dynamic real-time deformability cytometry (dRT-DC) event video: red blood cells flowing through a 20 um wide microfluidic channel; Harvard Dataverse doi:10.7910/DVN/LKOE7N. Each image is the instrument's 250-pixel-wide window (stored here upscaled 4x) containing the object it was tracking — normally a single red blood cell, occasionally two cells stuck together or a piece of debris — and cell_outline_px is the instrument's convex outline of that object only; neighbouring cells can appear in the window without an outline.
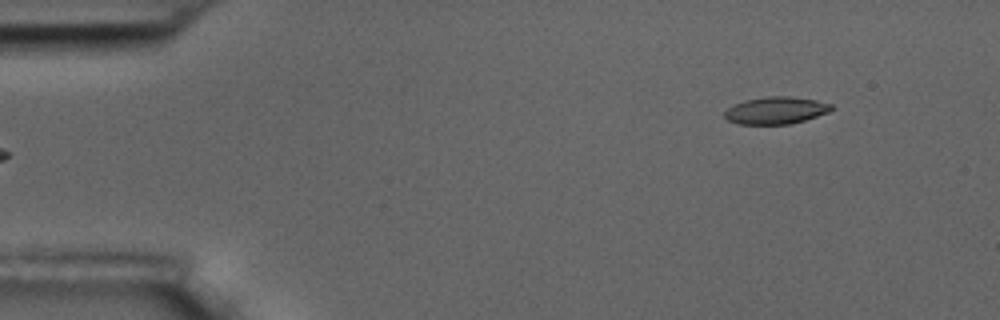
{"species": "common noctule bat (a hibernating species)", "species_latin": "Nyctalus noctula", "temperature_condition": "room temperature", "stored_images_in_passage": 51, "camera_frame_rate_fps": 3000, "um_per_image_px": 0.085, "animal": {"sex": "male", "body_mass_g": 17.5, "forearm_length_mm": 52.3}, "frame": {"image": 1, "passage_image": 1, "time_ms": 0.0, "image_size_px": [1000, 320], "cell_outline_px": [[832, 108], [828, 112], [804, 120], [788, 124], [736, 124], [728, 120], [724, 116], [724, 112], [728, 108], [744, 100], [768, 96], [788, 96], [816, 100], [832, 104]], "centroid_in_image_um": [65.92, 9.38], "position_along_channel_um": 19.1, "area_um2": 16.76}}
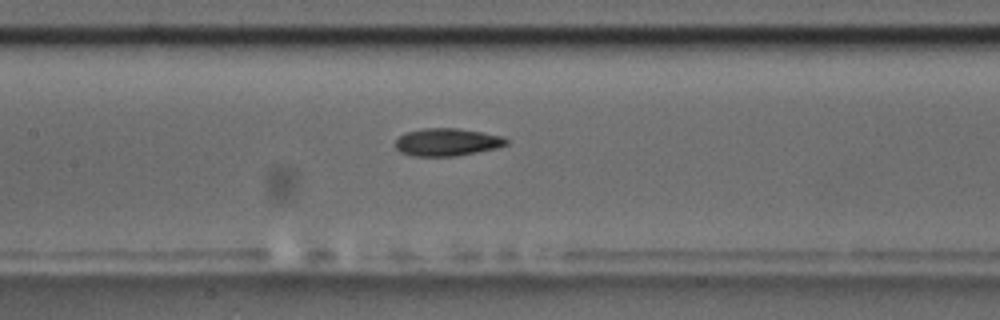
{"frame": {"image": 2, "passage_image": 21, "time_ms": 6.667, "image_size_px": [1000, 320], "cell_outline_px": [[508, 144], [496, 148], [456, 156], [412, 156], [400, 152], [392, 144], [404, 132], [424, 128], [460, 128], [504, 136], [508, 140]], "centroid_in_image_um": [37.97, 12.07], "position_along_channel_um": 169.4, "area_um2": 18.09}}
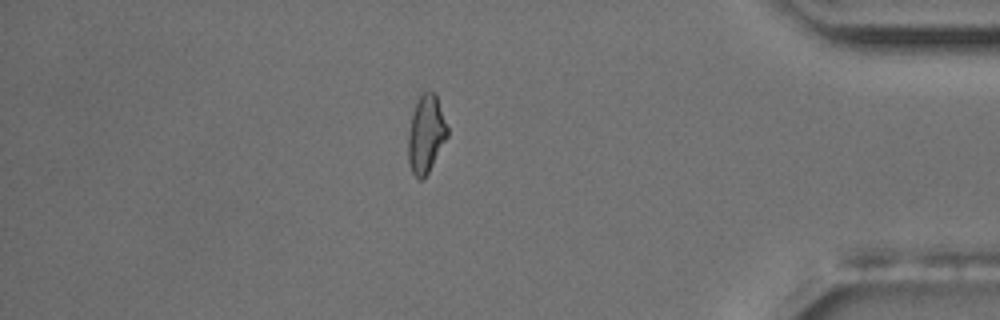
{"frame": {"image": 3, "passage_image": 43, "time_ms": 14.0, "image_size_px": [1000, 320], "cell_outline_px": [[448, 136], [424, 180], [416, 180], [408, 164], [408, 132], [412, 112], [416, 100], [424, 92], [436, 92], [448, 128]], "centroid_in_image_um": [36.2, 11.42], "position_along_channel_um": 399.0, "area_um2": 18.09}, "authors_computed_cell_mechanics": {"area_um2": 17.5712, "velocity_mm_per_s": 3.6193, "shape_relaxation_time_tau1_ms": 7.5711, "shape_relaxation_time_tau2_ms": 6.5022, "deformation_change_tau1": 0.1929, "deformation_change_tau2": 0.1528}}